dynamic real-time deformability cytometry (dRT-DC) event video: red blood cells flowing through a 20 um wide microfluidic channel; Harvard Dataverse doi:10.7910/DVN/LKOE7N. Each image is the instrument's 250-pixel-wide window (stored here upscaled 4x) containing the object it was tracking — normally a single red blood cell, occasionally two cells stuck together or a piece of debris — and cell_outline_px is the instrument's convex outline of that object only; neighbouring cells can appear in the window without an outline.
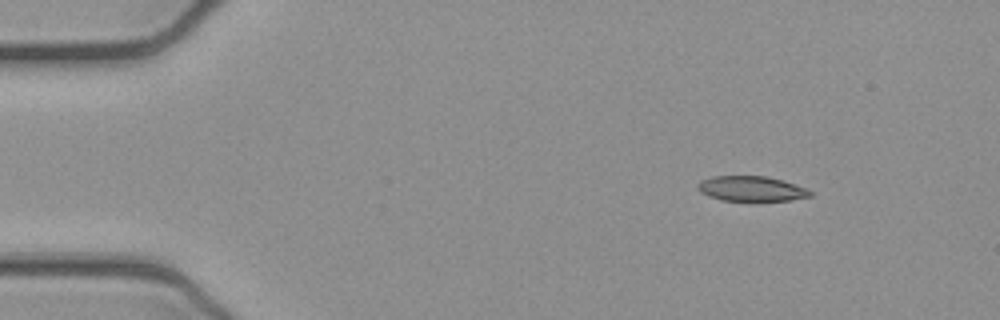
{"species": "common noctule bat (a hibernating species)", "species_latin": "Nyctalus noctula", "temperature_condition": "cold", "stored_images_in_passage": 46, "camera_frame_rate_fps": 3000, "um_per_image_px": 0.085, "animal": {"sex": "female", "body_mass_g": 21.9}, "frame": {"image": 1, "passage_image": 1, "time_ms": 0.0, "image_size_px": [1000, 320], "cell_outline_px": [[812, 196], [788, 200], [756, 204], [720, 200], [700, 192], [696, 188], [696, 184], [700, 180], [712, 176], [768, 176], [784, 180], [808, 188], [812, 192]], "centroid_in_image_um": [63.88, 16.08], "position_along_channel_um": 21.1, "area_um2": 17.51}}
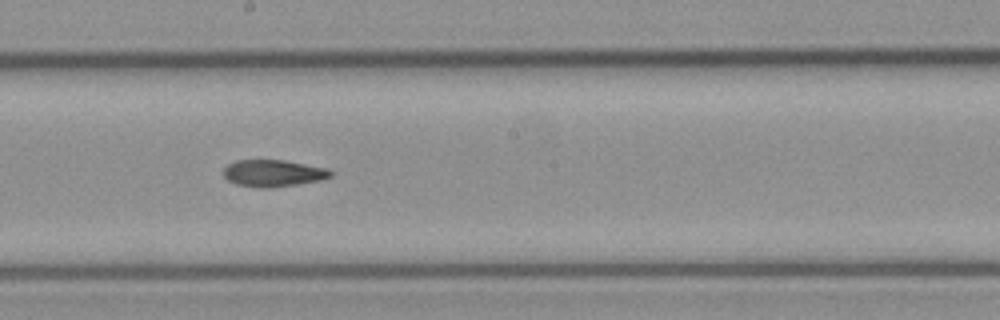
{"frame": {"image": 2, "passage_image": 23, "time_ms": 7.333, "image_size_px": [1000, 320], "cell_outline_px": [[336, 172], [332, 176], [320, 180], [296, 184], [268, 188], [256, 188], [236, 184], [228, 180], [224, 176], [224, 168], [228, 164], [236, 160], [284, 160], [328, 168]], "centroid_in_image_um": [23.25, 14.72], "position_along_channel_um": 225.0, "area_um2": 16.88}}
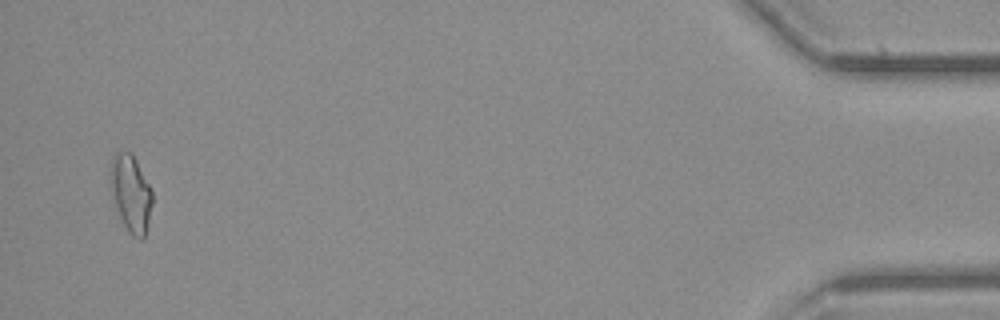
{"frame": {"image": 3, "passage_image": 45, "time_ms": 14.667, "image_size_px": [1000, 320], "cell_outline_px": [[152, 204], [144, 236], [140, 240], [132, 236], [128, 232], [116, 208], [112, 196], [108, 176], [112, 156], [116, 152], [132, 152], [152, 192]], "centroid_in_image_um": [11.08, 16.41], "position_along_channel_um": 424.1, "area_um2": 18.73}, "authors_computed_cell_mechanics": {"area_um2": 17.3978, "velocity_mm_per_s": 3.9136, "shape_relaxation_time_tau1_ms": null, "shape_relaxation_time_tau2_ms": 2.8887, "deformation_change_tau1": null, "deformation_change_tau2": 0.102}}